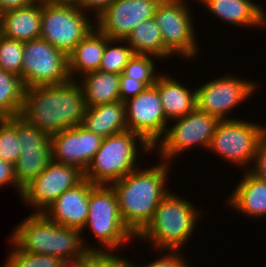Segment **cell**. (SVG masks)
Returning a JSON list of instances; mask_svg holds the SVG:
<instances>
[{
	"mask_svg": "<svg viewBox=\"0 0 266 267\" xmlns=\"http://www.w3.org/2000/svg\"><path fill=\"white\" fill-rule=\"evenodd\" d=\"M79 82L25 88L20 116L48 135L82 125L86 111Z\"/></svg>",
	"mask_w": 266,
	"mask_h": 267,
	"instance_id": "1",
	"label": "cell"
},
{
	"mask_svg": "<svg viewBox=\"0 0 266 267\" xmlns=\"http://www.w3.org/2000/svg\"><path fill=\"white\" fill-rule=\"evenodd\" d=\"M169 165L162 161L151 168H137L111 184L122 220L136 237L150 223L158 204L169 193L165 184Z\"/></svg>",
	"mask_w": 266,
	"mask_h": 267,
	"instance_id": "2",
	"label": "cell"
},
{
	"mask_svg": "<svg viewBox=\"0 0 266 267\" xmlns=\"http://www.w3.org/2000/svg\"><path fill=\"white\" fill-rule=\"evenodd\" d=\"M80 230L58 225L43 213H33L19 223L10 238L21 251L52 255L62 262L80 261L88 252L103 251L85 244Z\"/></svg>",
	"mask_w": 266,
	"mask_h": 267,
	"instance_id": "3",
	"label": "cell"
},
{
	"mask_svg": "<svg viewBox=\"0 0 266 267\" xmlns=\"http://www.w3.org/2000/svg\"><path fill=\"white\" fill-rule=\"evenodd\" d=\"M200 212L192 203L169 193L160 201L154 217L136 237L150 241L154 247L165 250H179L192 236Z\"/></svg>",
	"mask_w": 266,
	"mask_h": 267,
	"instance_id": "4",
	"label": "cell"
},
{
	"mask_svg": "<svg viewBox=\"0 0 266 267\" xmlns=\"http://www.w3.org/2000/svg\"><path fill=\"white\" fill-rule=\"evenodd\" d=\"M138 140L140 149L147 152L153 149L140 135L130 130L104 137L84 172V178L94 185H111L139 168V165L136 166Z\"/></svg>",
	"mask_w": 266,
	"mask_h": 267,
	"instance_id": "5",
	"label": "cell"
},
{
	"mask_svg": "<svg viewBox=\"0 0 266 267\" xmlns=\"http://www.w3.org/2000/svg\"><path fill=\"white\" fill-rule=\"evenodd\" d=\"M74 1L42 0L40 38L67 55L96 26Z\"/></svg>",
	"mask_w": 266,
	"mask_h": 267,
	"instance_id": "6",
	"label": "cell"
},
{
	"mask_svg": "<svg viewBox=\"0 0 266 267\" xmlns=\"http://www.w3.org/2000/svg\"><path fill=\"white\" fill-rule=\"evenodd\" d=\"M105 246L103 251H115L136 236L126 227L119 211L118 199L111 185H95L89 194L86 225ZM108 249V250H107Z\"/></svg>",
	"mask_w": 266,
	"mask_h": 267,
	"instance_id": "7",
	"label": "cell"
},
{
	"mask_svg": "<svg viewBox=\"0 0 266 267\" xmlns=\"http://www.w3.org/2000/svg\"><path fill=\"white\" fill-rule=\"evenodd\" d=\"M266 138V127L245 120H222L213 134L209 147L217 153L243 168L252 165L259 144Z\"/></svg>",
	"mask_w": 266,
	"mask_h": 267,
	"instance_id": "8",
	"label": "cell"
},
{
	"mask_svg": "<svg viewBox=\"0 0 266 267\" xmlns=\"http://www.w3.org/2000/svg\"><path fill=\"white\" fill-rule=\"evenodd\" d=\"M21 80L25 88L69 82L68 55L42 38L24 42Z\"/></svg>",
	"mask_w": 266,
	"mask_h": 267,
	"instance_id": "9",
	"label": "cell"
},
{
	"mask_svg": "<svg viewBox=\"0 0 266 267\" xmlns=\"http://www.w3.org/2000/svg\"><path fill=\"white\" fill-rule=\"evenodd\" d=\"M221 120L206 112L199 110L197 107L189 114L176 119L173 126L166 129L162 140L153 148L159 151L161 161H169L191 149V147L202 146L208 149L211 138L216 132ZM160 142V145H159Z\"/></svg>",
	"mask_w": 266,
	"mask_h": 267,
	"instance_id": "10",
	"label": "cell"
},
{
	"mask_svg": "<svg viewBox=\"0 0 266 267\" xmlns=\"http://www.w3.org/2000/svg\"><path fill=\"white\" fill-rule=\"evenodd\" d=\"M183 0H161L155 10L154 19L159 26L165 49L183 58L197 56L198 46L194 22L189 8Z\"/></svg>",
	"mask_w": 266,
	"mask_h": 267,
	"instance_id": "11",
	"label": "cell"
},
{
	"mask_svg": "<svg viewBox=\"0 0 266 267\" xmlns=\"http://www.w3.org/2000/svg\"><path fill=\"white\" fill-rule=\"evenodd\" d=\"M124 104L128 130L140 135L153 148L165 134L169 122L157 86L146 87Z\"/></svg>",
	"mask_w": 266,
	"mask_h": 267,
	"instance_id": "12",
	"label": "cell"
},
{
	"mask_svg": "<svg viewBox=\"0 0 266 267\" xmlns=\"http://www.w3.org/2000/svg\"><path fill=\"white\" fill-rule=\"evenodd\" d=\"M256 88L257 84L250 80L223 75L196 89V106L221 121L231 120L229 116L226 117L228 112L249 98Z\"/></svg>",
	"mask_w": 266,
	"mask_h": 267,
	"instance_id": "13",
	"label": "cell"
},
{
	"mask_svg": "<svg viewBox=\"0 0 266 267\" xmlns=\"http://www.w3.org/2000/svg\"><path fill=\"white\" fill-rule=\"evenodd\" d=\"M84 172L79 168L52 160L38 177L23 187L21 199L42 213L63 192L79 184Z\"/></svg>",
	"mask_w": 266,
	"mask_h": 267,
	"instance_id": "14",
	"label": "cell"
},
{
	"mask_svg": "<svg viewBox=\"0 0 266 267\" xmlns=\"http://www.w3.org/2000/svg\"><path fill=\"white\" fill-rule=\"evenodd\" d=\"M19 159L14 164L17 183L23 188L52 161L51 136L18 115Z\"/></svg>",
	"mask_w": 266,
	"mask_h": 267,
	"instance_id": "15",
	"label": "cell"
},
{
	"mask_svg": "<svg viewBox=\"0 0 266 267\" xmlns=\"http://www.w3.org/2000/svg\"><path fill=\"white\" fill-rule=\"evenodd\" d=\"M161 0H113L97 17L96 27L111 39H125L142 21L154 18Z\"/></svg>",
	"mask_w": 266,
	"mask_h": 267,
	"instance_id": "16",
	"label": "cell"
},
{
	"mask_svg": "<svg viewBox=\"0 0 266 267\" xmlns=\"http://www.w3.org/2000/svg\"><path fill=\"white\" fill-rule=\"evenodd\" d=\"M102 141V136L82 125L67 128L51 135L52 160L85 172Z\"/></svg>",
	"mask_w": 266,
	"mask_h": 267,
	"instance_id": "17",
	"label": "cell"
},
{
	"mask_svg": "<svg viewBox=\"0 0 266 267\" xmlns=\"http://www.w3.org/2000/svg\"><path fill=\"white\" fill-rule=\"evenodd\" d=\"M94 186L84 178L63 192L42 213L58 225L78 229L83 233L89 213V194Z\"/></svg>",
	"mask_w": 266,
	"mask_h": 267,
	"instance_id": "18",
	"label": "cell"
},
{
	"mask_svg": "<svg viewBox=\"0 0 266 267\" xmlns=\"http://www.w3.org/2000/svg\"><path fill=\"white\" fill-rule=\"evenodd\" d=\"M41 11L42 0H38L29 6L3 13L0 34L23 42L40 38Z\"/></svg>",
	"mask_w": 266,
	"mask_h": 267,
	"instance_id": "19",
	"label": "cell"
},
{
	"mask_svg": "<svg viewBox=\"0 0 266 267\" xmlns=\"http://www.w3.org/2000/svg\"><path fill=\"white\" fill-rule=\"evenodd\" d=\"M210 13L229 24L245 27L266 25V14L253 0H199Z\"/></svg>",
	"mask_w": 266,
	"mask_h": 267,
	"instance_id": "20",
	"label": "cell"
},
{
	"mask_svg": "<svg viewBox=\"0 0 266 267\" xmlns=\"http://www.w3.org/2000/svg\"><path fill=\"white\" fill-rule=\"evenodd\" d=\"M106 45V35L96 26L68 54V70L73 75H84L100 68Z\"/></svg>",
	"mask_w": 266,
	"mask_h": 267,
	"instance_id": "21",
	"label": "cell"
},
{
	"mask_svg": "<svg viewBox=\"0 0 266 267\" xmlns=\"http://www.w3.org/2000/svg\"><path fill=\"white\" fill-rule=\"evenodd\" d=\"M242 180L228 198V204L248 217L266 216V181L250 171H245Z\"/></svg>",
	"mask_w": 266,
	"mask_h": 267,
	"instance_id": "22",
	"label": "cell"
},
{
	"mask_svg": "<svg viewBox=\"0 0 266 267\" xmlns=\"http://www.w3.org/2000/svg\"><path fill=\"white\" fill-rule=\"evenodd\" d=\"M155 85L158 88L167 120L175 121V119L189 114L197 107L196 90L191 92L189 88L169 75L159 74Z\"/></svg>",
	"mask_w": 266,
	"mask_h": 267,
	"instance_id": "23",
	"label": "cell"
},
{
	"mask_svg": "<svg viewBox=\"0 0 266 267\" xmlns=\"http://www.w3.org/2000/svg\"><path fill=\"white\" fill-rule=\"evenodd\" d=\"M82 126L103 138L128 130L124 102L87 107Z\"/></svg>",
	"mask_w": 266,
	"mask_h": 267,
	"instance_id": "24",
	"label": "cell"
},
{
	"mask_svg": "<svg viewBox=\"0 0 266 267\" xmlns=\"http://www.w3.org/2000/svg\"><path fill=\"white\" fill-rule=\"evenodd\" d=\"M82 78L80 85L83 90L86 107H94L121 100L120 75L97 70L82 75Z\"/></svg>",
	"mask_w": 266,
	"mask_h": 267,
	"instance_id": "25",
	"label": "cell"
},
{
	"mask_svg": "<svg viewBox=\"0 0 266 267\" xmlns=\"http://www.w3.org/2000/svg\"><path fill=\"white\" fill-rule=\"evenodd\" d=\"M135 54L159 58L172 56L164 47L163 38L154 18L139 23L124 39Z\"/></svg>",
	"mask_w": 266,
	"mask_h": 267,
	"instance_id": "26",
	"label": "cell"
},
{
	"mask_svg": "<svg viewBox=\"0 0 266 267\" xmlns=\"http://www.w3.org/2000/svg\"><path fill=\"white\" fill-rule=\"evenodd\" d=\"M24 94L25 87L21 78L0 69V119L20 115Z\"/></svg>",
	"mask_w": 266,
	"mask_h": 267,
	"instance_id": "27",
	"label": "cell"
},
{
	"mask_svg": "<svg viewBox=\"0 0 266 267\" xmlns=\"http://www.w3.org/2000/svg\"><path fill=\"white\" fill-rule=\"evenodd\" d=\"M118 42L126 43V46H114V44H111H118ZM134 54L131 46L124 39H111L106 36V45L99 70L120 75Z\"/></svg>",
	"mask_w": 266,
	"mask_h": 267,
	"instance_id": "28",
	"label": "cell"
},
{
	"mask_svg": "<svg viewBox=\"0 0 266 267\" xmlns=\"http://www.w3.org/2000/svg\"><path fill=\"white\" fill-rule=\"evenodd\" d=\"M18 116L0 119V159L12 163L19 159Z\"/></svg>",
	"mask_w": 266,
	"mask_h": 267,
	"instance_id": "29",
	"label": "cell"
},
{
	"mask_svg": "<svg viewBox=\"0 0 266 267\" xmlns=\"http://www.w3.org/2000/svg\"><path fill=\"white\" fill-rule=\"evenodd\" d=\"M157 57L152 55L134 54L125 66L123 74L137 81L143 82L147 87L156 83L159 73L155 72L154 60ZM155 69V70H154Z\"/></svg>",
	"mask_w": 266,
	"mask_h": 267,
	"instance_id": "30",
	"label": "cell"
},
{
	"mask_svg": "<svg viewBox=\"0 0 266 267\" xmlns=\"http://www.w3.org/2000/svg\"><path fill=\"white\" fill-rule=\"evenodd\" d=\"M24 42L0 34V69L21 78Z\"/></svg>",
	"mask_w": 266,
	"mask_h": 267,
	"instance_id": "31",
	"label": "cell"
},
{
	"mask_svg": "<svg viewBox=\"0 0 266 267\" xmlns=\"http://www.w3.org/2000/svg\"><path fill=\"white\" fill-rule=\"evenodd\" d=\"M13 250L9 252L3 267H59L62 261L52 255L21 251L12 241Z\"/></svg>",
	"mask_w": 266,
	"mask_h": 267,
	"instance_id": "32",
	"label": "cell"
},
{
	"mask_svg": "<svg viewBox=\"0 0 266 267\" xmlns=\"http://www.w3.org/2000/svg\"><path fill=\"white\" fill-rule=\"evenodd\" d=\"M146 87L147 86L143 82L127 77L123 73L120 74L119 88L120 99L122 102H125L130 98L136 97Z\"/></svg>",
	"mask_w": 266,
	"mask_h": 267,
	"instance_id": "33",
	"label": "cell"
},
{
	"mask_svg": "<svg viewBox=\"0 0 266 267\" xmlns=\"http://www.w3.org/2000/svg\"><path fill=\"white\" fill-rule=\"evenodd\" d=\"M166 254L157 259L156 261L149 262L142 267H190L188 263L180 255L179 250H165ZM169 252V253H168ZM136 267V265H135ZM141 267V265H140Z\"/></svg>",
	"mask_w": 266,
	"mask_h": 267,
	"instance_id": "34",
	"label": "cell"
},
{
	"mask_svg": "<svg viewBox=\"0 0 266 267\" xmlns=\"http://www.w3.org/2000/svg\"><path fill=\"white\" fill-rule=\"evenodd\" d=\"M96 267H135V264L110 251H96Z\"/></svg>",
	"mask_w": 266,
	"mask_h": 267,
	"instance_id": "35",
	"label": "cell"
},
{
	"mask_svg": "<svg viewBox=\"0 0 266 267\" xmlns=\"http://www.w3.org/2000/svg\"><path fill=\"white\" fill-rule=\"evenodd\" d=\"M253 163L248 170L259 179L266 181V138L259 144Z\"/></svg>",
	"mask_w": 266,
	"mask_h": 267,
	"instance_id": "36",
	"label": "cell"
},
{
	"mask_svg": "<svg viewBox=\"0 0 266 267\" xmlns=\"http://www.w3.org/2000/svg\"><path fill=\"white\" fill-rule=\"evenodd\" d=\"M6 184L7 186H14L15 189L17 188L16 190H18L19 196H21L23 188L16 181L14 165L0 159V187Z\"/></svg>",
	"mask_w": 266,
	"mask_h": 267,
	"instance_id": "37",
	"label": "cell"
},
{
	"mask_svg": "<svg viewBox=\"0 0 266 267\" xmlns=\"http://www.w3.org/2000/svg\"><path fill=\"white\" fill-rule=\"evenodd\" d=\"M113 0H74V2L85 12L94 11L96 17L100 15Z\"/></svg>",
	"mask_w": 266,
	"mask_h": 267,
	"instance_id": "38",
	"label": "cell"
},
{
	"mask_svg": "<svg viewBox=\"0 0 266 267\" xmlns=\"http://www.w3.org/2000/svg\"><path fill=\"white\" fill-rule=\"evenodd\" d=\"M38 0H0L2 13L29 6Z\"/></svg>",
	"mask_w": 266,
	"mask_h": 267,
	"instance_id": "39",
	"label": "cell"
},
{
	"mask_svg": "<svg viewBox=\"0 0 266 267\" xmlns=\"http://www.w3.org/2000/svg\"><path fill=\"white\" fill-rule=\"evenodd\" d=\"M75 267H96V252H88L85 259L75 261Z\"/></svg>",
	"mask_w": 266,
	"mask_h": 267,
	"instance_id": "40",
	"label": "cell"
},
{
	"mask_svg": "<svg viewBox=\"0 0 266 267\" xmlns=\"http://www.w3.org/2000/svg\"><path fill=\"white\" fill-rule=\"evenodd\" d=\"M59 267H75V261L62 262Z\"/></svg>",
	"mask_w": 266,
	"mask_h": 267,
	"instance_id": "41",
	"label": "cell"
},
{
	"mask_svg": "<svg viewBox=\"0 0 266 267\" xmlns=\"http://www.w3.org/2000/svg\"><path fill=\"white\" fill-rule=\"evenodd\" d=\"M2 14H3V13H2V11H1V9H0V21H1V16H2Z\"/></svg>",
	"mask_w": 266,
	"mask_h": 267,
	"instance_id": "42",
	"label": "cell"
}]
</instances>
